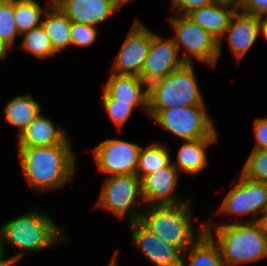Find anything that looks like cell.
<instances>
[{
  "label": "cell",
  "mask_w": 267,
  "mask_h": 266,
  "mask_svg": "<svg viewBox=\"0 0 267 266\" xmlns=\"http://www.w3.org/2000/svg\"><path fill=\"white\" fill-rule=\"evenodd\" d=\"M117 256H118V252L116 251V253L114 254V256L112 258V261L110 262V264L108 266H117V264H116Z\"/></svg>",
  "instance_id": "obj_40"
},
{
  "label": "cell",
  "mask_w": 267,
  "mask_h": 266,
  "mask_svg": "<svg viewBox=\"0 0 267 266\" xmlns=\"http://www.w3.org/2000/svg\"><path fill=\"white\" fill-rule=\"evenodd\" d=\"M63 234L46 214L33 211L8 221L0 228L1 251L4 254V241L24 251L41 250L65 239Z\"/></svg>",
  "instance_id": "obj_5"
},
{
  "label": "cell",
  "mask_w": 267,
  "mask_h": 266,
  "mask_svg": "<svg viewBox=\"0 0 267 266\" xmlns=\"http://www.w3.org/2000/svg\"><path fill=\"white\" fill-rule=\"evenodd\" d=\"M237 9L238 4L213 2L191 11L186 16L218 41V53L220 55L222 38L226 34L230 19Z\"/></svg>",
  "instance_id": "obj_17"
},
{
  "label": "cell",
  "mask_w": 267,
  "mask_h": 266,
  "mask_svg": "<svg viewBox=\"0 0 267 266\" xmlns=\"http://www.w3.org/2000/svg\"><path fill=\"white\" fill-rule=\"evenodd\" d=\"M238 8L260 19L267 17V0H239Z\"/></svg>",
  "instance_id": "obj_31"
},
{
  "label": "cell",
  "mask_w": 267,
  "mask_h": 266,
  "mask_svg": "<svg viewBox=\"0 0 267 266\" xmlns=\"http://www.w3.org/2000/svg\"><path fill=\"white\" fill-rule=\"evenodd\" d=\"M216 227V243L225 266L250 263L267 256V236L258 221H240Z\"/></svg>",
  "instance_id": "obj_2"
},
{
  "label": "cell",
  "mask_w": 267,
  "mask_h": 266,
  "mask_svg": "<svg viewBox=\"0 0 267 266\" xmlns=\"http://www.w3.org/2000/svg\"><path fill=\"white\" fill-rule=\"evenodd\" d=\"M0 266H8V264H0Z\"/></svg>",
  "instance_id": "obj_41"
},
{
  "label": "cell",
  "mask_w": 267,
  "mask_h": 266,
  "mask_svg": "<svg viewBox=\"0 0 267 266\" xmlns=\"http://www.w3.org/2000/svg\"><path fill=\"white\" fill-rule=\"evenodd\" d=\"M153 35L136 20L115 58L112 73L139 76Z\"/></svg>",
  "instance_id": "obj_10"
},
{
  "label": "cell",
  "mask_w": 267,
  "mask_h": 266,
  "mask_svg": "<svg viewBox=\"0 0 267 266\" xmlns=\"http://www.w3.org/2000/svg\"><path fill=\"white\" fill-rule=\"evenodd\" d=\"M22 34L24 38L21 43V48L35 57L44 59L57 53L52 46L50 37L46 34L42 25Z\"/></svg>",
  "instance_id": "obj_26"
},
{
  "label": "cell",
  "mask_w": 267,
  "mask_h": 266,
  "mask_svg": "<svg viewBox=\"0 0 267 266\" xmlns=\"http://www.w3.org/2000/svg\"><path fill=\"white\" fill-rule=\"evenodd\" d=\"M40 105L30 95L17 96L4 108L6 122L19 128V135L40 113Z\"/></svg>",
  "instance_id": "obj_23"
},
{
  "label": "cell",
  "mask_w": 267,
  "mask_h": 266,
  "mask_svg": "<svg viewBox=\"0 0 267 266\" xmlns=\"http://www.w3.org/2000/svg\"><path fill=\"white\" fill-rule=\"evenodd\" d=\"M260 23V18L242 11L238 13V9L232 15L226 29V33H229L226 40L237 61L242 59L257 39L260 33Z\"/></svg>",
  "instance_id": "obj_18"
},
{
  "label": "cell",
  "mask_w": 267,
  "mask_h": 266,
  "mask_svg": "<svg viewBox=\"0 0 267 266\" xmlns=\"http://www.w3.org/2000/svg\"><path fill=\"white\" fill-rule=\"evenodd\" d=\"M260 32L267 39V17L261 18Z\"/></svg>",
  "instance_id": "obj_36"
},
{
  "label": "cell",
  "mask_w": 267,
  "mask_h": 266,
  "mask_svg": "<svg viewBox=\"0 0 267 266\" xmlns=\"http://www.w3.org/2000/svg\"><path fill=\"white\" fill-rule=\"evenodd\" d=\"M177 52L179 51L173 38L162 40L159 35L154 34L139 77L149 85L180 68L185 62L178 59Z\"/></svg>",
  "instance_id": "obj_12"
},
{
  "label": "cell",
  "mask_w": 267,
  "mask_h": 266,
  "mask_svg": "<svg viewBox=\"0 0 267 266\" xmlns=\"http://www.w3.org/2000/svg\"><path fill=\"white\" fill-rule=\"evenodd\" d=\"M217 138H201L187 140L177 154V163L173 166L184 173L195 175L204 169L208 163L206 147L216 142Z\"/></svg>",
  "instance_id": "obj_21"
},
{
  "label": "cell",
  "mask_w": 267,
  "mask_h": 266,
  "mask_svg": "<svg viewBox=\"0 0 267 266\" xmlns=\"http://www.w3.org/2000/svg\"><path fill=\"white\" fill-rule=\"evenodd\" d=\"M102 191L97 202L98 207L113 212L118 217L128 214L129 222L139 221L141 213H136L135 198H142L141 180L136 174L113 175L104 179Z\"/></svg>",
  "instance_id": "obj_7"
},
{
  "label": "cell",
  "mask_w": 267,
  "mask_h": 266,
  "mask_svg": "<svg viewBox=\"0 0 267 266\" xmlns=\"http://www.w3.org/2000/svg\"><path fill=\"white\" fill-rule=\"evenodd\" d=\"M176 36L173 38L177 46L186 49L181 58L185 63H191V57L212 66L216 65L218 53V41L212 35L190 20L186 15L180 18H169ZM190 56V57H189Z\"/></svg>",
  "instance_id": "obj_8"
},
{
  "label": "cell",
  "mask_w": 267,
  "mask_h": 266,
  "mask_svg": "<svg viewBox=\"0 0 267 266\" xmlns=\"http://www.w3.org/2000/svg\"><path fill=\"white\" fill-rule=\"evenodd\" d=\"M173 10L178 13L182 12V15H187L195 9L202 8L204 6L213 3L212 0H172Z\"/></svg>",
  "instance_id": "obj_32"
},
{
  "label": "cell",
  "mask_w": 267,
  "mask_h": 266,
  "mask_svg": "<svg viewBox=\"0 0 267 266\" xmlns=\"http://www.w3.org/2000/svg\"><path fill=\"white\" fill-rule=\"evenodd\" d=\"M147 208L148 212L141 213L139 222L164 242L177 247L183 253L195 241L189 212L190 200L177 205Z\"/></svg>",
  "instance_id": "obj_4"
},
{
  "label": "cell",
  "mask_w": 267,
  "mask_h": 266,
  "mask_svg": "<svg viewBox=\"0 0 267 266\" xmlns=\"http://www.w3.org/2000/svg\"><path fill=\"white\" fill-rule=\"evenodd\" d=\"M104 110L118 129L126 122L134 107L129 102L103 101Z\"/></svg>",
  "instance_id": "obj_29"
},
{
  "label": "cell",
  "mask_w": 267,
  "mask_h": 266,
  "mask_svg": "<svg viewBox=\"0 0 267 266\" xmlns=\"http://www.w3.org/2000/svg\"><path fill=\"white\" fill-rule=\"evenodd\" d=\"M47 5L51 8L44 12L47 19L42 20L41 25L50 37L54 50L58 52L71 45L70 29L72 22L53 3V0H49Z\"/></svg>",
  "instance_id": "obj_22"
},
{
  "label": "cell",
  "mask_w": 267,
  "mask_h": 266,
  "mask_svg": "<svg viewBox=\"0 0 267 266\" xmlns=\"http://www.w3.org/2000/svg\"><path fill=\"white\" fill-rule=\"evenodd\" d=\"M258 221L261 225L262 231L267 236V211L259 216V218H253L250 222Z\"/></svg>",
  "instance_id": "obj_35"
},
{
  "label": "cell",
  "mask_w": 267,
  "mask_h": 266,
  "mask_svg": "<svg viewBox=\"0 0 267 266\" xmlns=\"http://www.w3.org/2000/svg\"><path fill=\"white\" fill-rule=\"evenodd\" d=\"M242 174L249 179L267 184V150L253 149Z\"/></svg>",
  "instance_id": "obj_28"
},
{
  "label": "cell",
  "mask_w": 267,
  "mask_h": 266,
  "mask_svg": "<svg viewBox=\"0 0 267 266\" xmlns=\"http://www.w3.org/2000/svg\"><path fill=\"white\" fill-rule=\"evenodd\" d=\"M254 123L256 144L253 149L267 150V118L256 119Z\"/></svg>",
  "instance_id": "obj_33"
},
{
  "label": "cell",
  "mask_w": 267,
  "mask_h": 266,
  "mask_svg": "<svg viewBox=\"0 0 267 266\" xmlns=\"http://www.w3.org/2000/svg\"><path fill=\"white\" fill-rule=\"evenodd\" d=\"M131 236L147 258L157 266H181L182 252L164 242L156 234L146 229L139 221L131 222Z\"/></svg>",
  "instance_id": "obj_14"
},
{
  "label": "cell",
  "mask_w": 267,
  "mask_h": 266,
  "mask_svg": "<svg viewBox=\"0 0 267 266\" xmlns=\"http://www.w3.org/2000/svg\"><path fill=\"white\" fill-rule=\"evenodd\" d=\"M178 170L169 163L141 180L142 200L149 206L177 205L185 203L174 196ZM179 200V201H178Z\"/></svg>",
  "instance_id": "obj_13"
},
{
  "label": "cell",
  "mask_w": 267,
  "mask_h": 266,
  "mask_svg": "<svg viewBox=\"0 0 267 266\" xmlns=\"http://www.w3.org/2000/svg\"><path fill=\"white\" fill-rule=\"evenodd\" d=\"M219 209L224 214H263L267 211V184L241 174L239 183L228 192Z\"/></svg>",
  "instance_id": "obj_11"
},
{
  "label": "cell",
  "mask_w": 267,
  "mask_h": 266,
  "mask_svg": "<svg viewBox=\"0 0 267 266\" xmlns=\"http://www.w3.org/2000/svg\"><path fill=\"white\" fill-rule=\"evenodd\" d=\"M141 146L119 139H108L93 150L101 172L109 175L136 174Z\"/></svg>",
  "instance_id": "obj_9"
},
{
  "label": "cell",
  "mask_w": 267,
  "mask_h": 266,
  "mask_svg": "<svg viewBox=\"0 0 267 266\" xmlns=\"http://www.w3.org/2000/svg\"><path fill=\"white\" fill-rule=\"evenodd\" d=\"M129 0H113L114 4L119 8L122 4L127 3Z\"/></svg>",
  "instance_id": "obj_39"
},
{
  "label": "cell",
  "mask_w": 267,
  "mask_h": 266,
  "mask_svg": "<svg viewBox=\"0 0 267 266\" xmlns=\"http://www.w3.org/2000/svg\"><path fill=\"white\" fill-rule=\"evenodd\" d=\"M1 239V238H0ZM24 253H19L16 256L9 258V259H3V254L1 251V240H0V264H8V266H12L18 259H20Z\"/></svg>",
  "instance_id": "obj_34"
},
{
  "label": "cell",
  "mask_w": 267,
  "mask_h": 266,
  "mask_svg": "<svg viewBox=\"0 0 267 266\" xmlns=\"http://www.w3.org/2000/svg\"><path fill=\"white\" fill-rule=\"evenodd\" d=\"M103 101L129 102L134 108L142 105L148 112V85L139 76L111 73L103 89Z\"/></svg>",
  "instance_id": "obj_16"
},
{
  "label": "cell",
  "mask_w": 267,
  "mask_h": 266,
  "mask_svg": "<svg viewBox=\"0 0 267 266\" xmlns=\"http://www.w3.org/2000/svg\"><path fill=\"white\" fill-rule=\"evenodd\" d=\"M53 3L71 22L93 27L119 11L113 0H53Z\"/></svg>",
  "instance_id": "obj_15"
},
{
  "label": "cell",
  "mask_w": 267,
  "mask_h": 266,
  "mask_svg": "<svg viewBox=\"0 0 267 266\" xmlns=\"http://www.w3.org/2000/svg\"><path fill=\"white\" fill-rule=\"evenodd\" d=\"M66 130L56 129L53 122L40 113L19 135V147L54 146L69 144Z\"/></svg>",
  "instance_id": "obj_19"
},
{
  "label": "cell",
  "mask_w": 267,
  "mask_h": 266,
  "mask_svg": "<svg viewBox=\"0 0 267 266\" xmlns=\"http://www.w3.org/2000/svg\"><path fill=\"white\" fill-rule=\"evenodd\" d=\"M22 173L34 189H56L74 175V155L70 144L19 147Z\"/></svg>",
  "instance_id": "obj_1"
},
{
  "label": "cell",
  "mask_w": 267,
  "mask_h": 266,
  "mask_svg": "<svg viewBox=\"0 0 267 266\" xmlns=\"http://www.w3.org/2000/svg\"><path fill=\"white\" fill-rule=\"evenodd\" d=\"M169 163L170 157L167 148L152 143L148 147H141L136 175L142 180L145 176L166 167Z\"/></svg>",
  "instance_id": "obj_24"
},
{
  "label": "cell",
  "mask_w": 267,
  "mask_h": 266,
  "mask_svg": "<svg viewBox=\"0 0 267 266\" xmlns=\"http://www.w3.org/2000/svg\"><path fill=\"white\" fill-rule=\"evenodd\" d=\"M14 15V0H0V39L10 48L19 34Z\"/></svg>",
  "instance_id": "obj_27"
},
{
  "label": "cell",
  "mask_w": 267,
  "mask_h": 266,
  "mask_svg": "<svg viewBox=\"0 0 267 266\" xmlns=\"http://www.w3.org/2000/svg\"><path fill=\"white\" fill-rule=\"evenodd\" d=\"M217 3H226V4H238L239 0H212Z\"/></svg>",
  "instance_id": "obj_38"
},
{
  "label": "cell",
  "mask_w": 267,
  "mask_h": 266,
  "mask_svg": "<svg viewBox=\"0 0 267 266\" xmlns=\"http://www.w3.org/2000/svg\"><path fill=\"white\" fill-rule=\"evenodd\" d=\"M10 47L0 39V60L4 58Z\"/></svg>",
  "instance_id": "obj_37"
},
{
  "label": "cell",
  "mask_w": 267,
  "mask_h": 266,
  "mask_svg": "<svg viewBox=\"0 0 267 266\" xmlns=\"http://www.w3.org/2000/svg\"><path fill=\"white\" fill-rule=\"evenodd\" d=\"M42 10L35 0H14V17L19 35L42 24Z\"/></svg>",
  "instance_id": "obj_25"
},
{
  "label": "cell",
  "mask_w": 267,
  "mask_h": 266,
  "mask_svg": "<svg viewBox=\"0 0 267 266\" xmlns=\"http://www.w3.org/2000/svg\"><path fill=\"white\" fill-rule=\"evenodd\" d=\"M153 118L166 130L185 141L217 138L216 130L205 111V106L162 109Z\"/></svg>",
  "instance_id": "obj_6"
},
{
  "label": "cell",
  "mask_w": 267,
  "mask_h": 266,
  "mask_svg": "<svg viewBox=\"0 0 267 266\" xmlns=\"http://www.w3.org/2000/svg\"><path fill=\"white\" fill-rule=\"evenodd\" d=\"M187 106H204L191 63L148 85V113L152 117L162 109Z\"/></svg>",
  "instance_id": "obj_3"
},
{
  "label": "cell",
  "mask_w": 267,
  "mask_h": 266,
  "mask_svg": "<svg viewBox=\"0 0 267 266\" xmlns=\"http://www.w3.org/2000/svg\"><path fill=\"white\" fill-rule=\"evenodd\" d=\"M96 36L95 27L72 22L70 29L71 45L89 46L95 41Z\"/></svg>",
  "instance_id": "obj_30"
},
{
  "label": "cell",
  "mask_w": 267,
  "mask_h": 266,
  "mask_svg": "<svg viewBox=\"0 0 267 266\" xmlns=\"http://www.w3.org/2000/svg\"><path fill=\"white\" fill-rule=\"evenodd\" d=\"M211 220L199 229L198 239L182 254L189 253L188 262L182 258L181 266H225L221 251L214 242L211 232ZM187 263V264H185ZM189 264V265H188Z\"/></svg>",
  "instance_id": "obj_20"
}]
</instances>
